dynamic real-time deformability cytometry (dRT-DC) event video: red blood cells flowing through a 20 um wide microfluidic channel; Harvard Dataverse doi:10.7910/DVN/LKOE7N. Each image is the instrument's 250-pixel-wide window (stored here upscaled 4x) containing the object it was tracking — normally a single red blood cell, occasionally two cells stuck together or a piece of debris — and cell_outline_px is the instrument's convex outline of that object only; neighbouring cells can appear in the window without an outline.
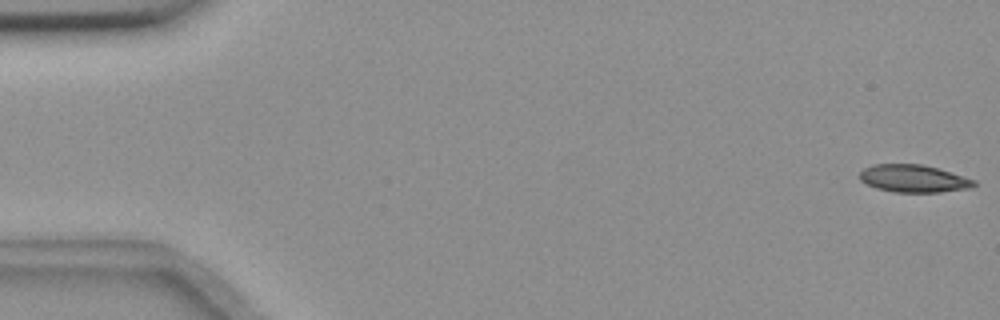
{"species": "common noctule bat (a hibernating species)", "species_latin": "Nyctalus noctula", "temperature_condition": "room temperature", "stored_images_in_passage": 56, "camera_frame_rate_fps": 3000, "um_per_image_px": 0.085, "animal": {"sex": "female", "body_mass_g": 18.4}, "frame": {"image": 1, "passage_image": 1, "time_ms": 0.0, "image_size_px": [1000, 320], "cell_outline_px": [[976, 184], [968, 188], [940, 192], [896, 192], [876, 188], [860, 180], [860, 172], [864, 168], [872, 164], [920, 164], [936, 168], [976, 180]], "centroid_in_image_um": [77.62, 15.17], "position_along_channel_um": 7.4, "area_um2": 18.09}}
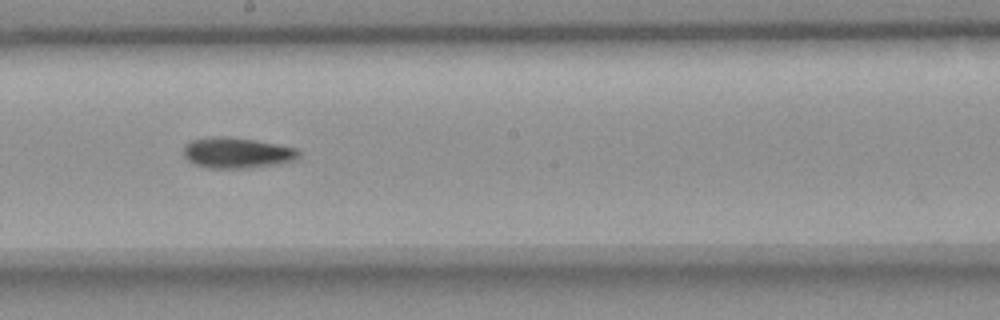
{"frame": {"image": 2, "passage_image": 31, "time_ms": 10.0, "image_size_px": [1000, 320], "cell_outline_px": [[300, 156], [292, 160], [276, 164], [248, 168], [208, 168], [196, 164], [188, 160], [184, 156], [184, 144], [192, 140], [212, 136], [228, 136], [276, 144], [296, 148], [300, 152]], "centroid_in_image_um": [20.11, 12.98], "position_along_channel_um": 228.1, "area_um2": 20.46}}
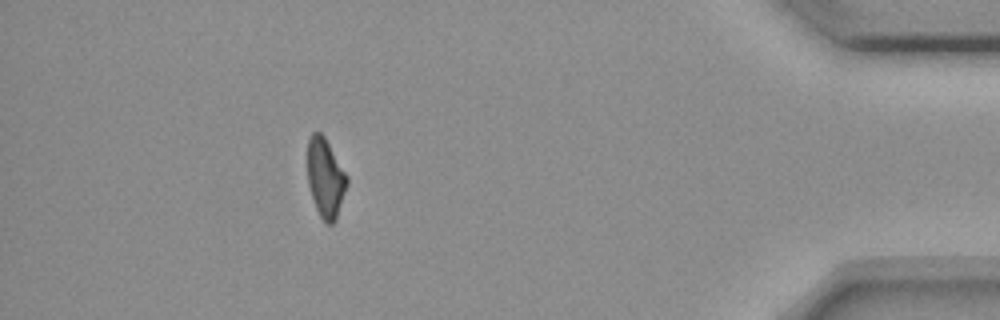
{"frame": {"image": 3, "passage_image": 50, "time_ms": 16.333, "image_size_px": [1000, 320], "cell_outline_px": [[348, 184], [336, 220], [332, 224], [328, 224], [320, 216], [316, 208], [308, 184], [308, 140], [312, 132], [320, 132], [324, 136], [348, 176]], "centroid_in_image_um": [27.68, 15.12], "position_along_channel_um": 407.5, "area_um2": 18.09}, "authors_computed_cell_mechanics": {"area_um2": 19.2474, "velocity_mm_per_s": 3.6597, "shape_relaxation_time_tau1_ms": 9.2823, "shape_relaxation_time_tau2_ms": null, "deformation_change_tau1": 0.1926, "deformation_change_tau2": null}}